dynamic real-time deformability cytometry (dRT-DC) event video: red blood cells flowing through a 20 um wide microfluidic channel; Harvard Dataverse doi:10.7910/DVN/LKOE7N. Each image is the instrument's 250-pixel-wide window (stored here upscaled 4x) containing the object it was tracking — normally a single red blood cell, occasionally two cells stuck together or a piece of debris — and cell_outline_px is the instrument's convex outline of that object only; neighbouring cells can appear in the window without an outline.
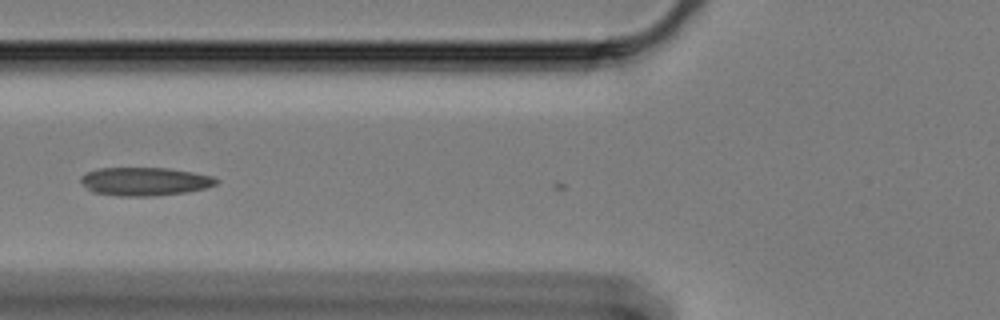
{"species": "Egyptian fruit bat (a non-hibernating species)", "species_latin": "Rousettus aegyptiacus", "temperature_condition": "cold", "stored_images_in_passage": 9, "camera_frame_rate_fps": 3000, "um_per_image_px": 0.085, "animal": {"sex": "female"}, "frame": {"image": 1, "passage_image": 8, "time_ms": 2.333, "image_size_px": [1000, 320], "cell_outline_px": [[220, 180], [216, 184], [208, 188], [188, 192], [156, 196], [120, 196], [92, 192], [80, 180], [80, 176], [88, 172], [100, 168], [164, 168], [212, 176]], "centroid_in_image_um": [12.32, 15.44], "position_along_channel_um": 113.5, "area_um2": 22.25}}